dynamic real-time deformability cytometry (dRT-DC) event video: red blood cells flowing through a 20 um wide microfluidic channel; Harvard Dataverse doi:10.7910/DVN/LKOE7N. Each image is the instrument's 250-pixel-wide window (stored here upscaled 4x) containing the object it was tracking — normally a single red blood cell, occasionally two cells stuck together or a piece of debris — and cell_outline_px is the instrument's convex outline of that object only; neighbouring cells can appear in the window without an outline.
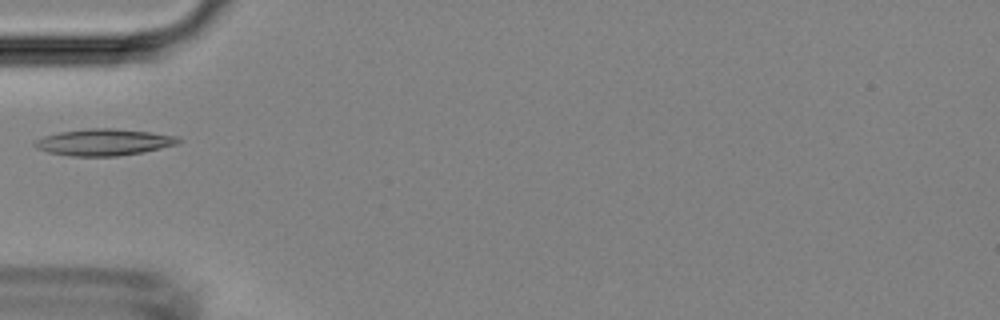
{"species": "Egyptian fruit bat (a non-hibernating species)", "species_latin": "Rousettus aegyptiacus", "temperature_condition": "room temperature", "stored_images_in_passage": 2, "camera_frame_rate_fps": 3000, "um_per_image_px": 0.085, "animal": {"sex": "female"}, "frame": {"image": 1, "passage_image": 2, "time_ms": 1.0, "image_size_px": [1000, 320], "cell_outline_px": [[184, 140], [176, 144], [144, 152], [116, 156], [72, 156], [48, 152], [36, 148], [32, 144], [36, 140], [44, 136], [60, 132], [88, 128], [112, 128], [152, 132], [180, 136]], "centroid_in_image_um": [8.86, 12.08], "position_along_channel_um": 76.1, "area_um2": 22.37}}